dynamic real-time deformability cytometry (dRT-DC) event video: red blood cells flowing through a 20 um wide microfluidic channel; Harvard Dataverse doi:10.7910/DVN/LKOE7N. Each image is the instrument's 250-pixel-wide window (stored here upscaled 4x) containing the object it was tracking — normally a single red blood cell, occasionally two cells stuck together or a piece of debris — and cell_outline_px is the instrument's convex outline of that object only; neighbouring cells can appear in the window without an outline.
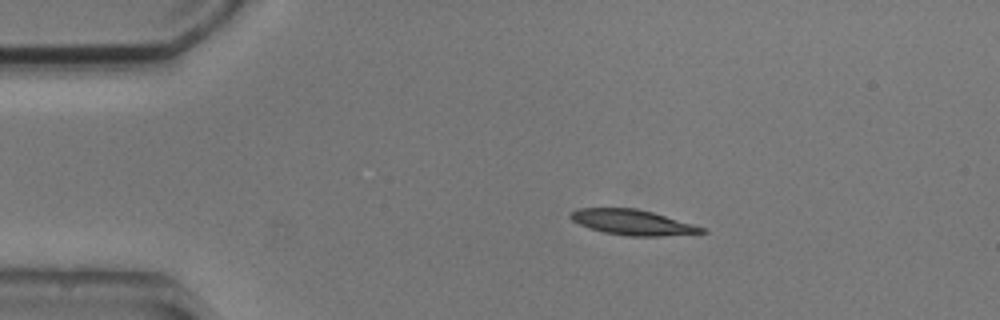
{"species": "common noctule bat (a hibernating species)", "species_latin": "Nyctalus noctula", "temperature_condition": "cold", "stored_images_in_passage": 3, "camera_frame_rate_fps": 3000, "um_per_image_px": 0.085, "animal": {"sex": "male", "body_mass_g": 20.5, "forearm_length_mm": 52.5}, "frame": {"image": 1, "passage_image": 1, "time_ms": 0.0, "image_size_px": [1000, 320], "cell_outline_px": [[708, 232], [660, 236], [628, 236], [604, 232], [588, 228], [572, 220], [568, 216], [576, 208], [636, 208], [652, 212], [708, 228]], "centroid_in_image_um": [53.78, 18.9], "position_along_channel_um": 31.2, "area_um2": 19.36}}
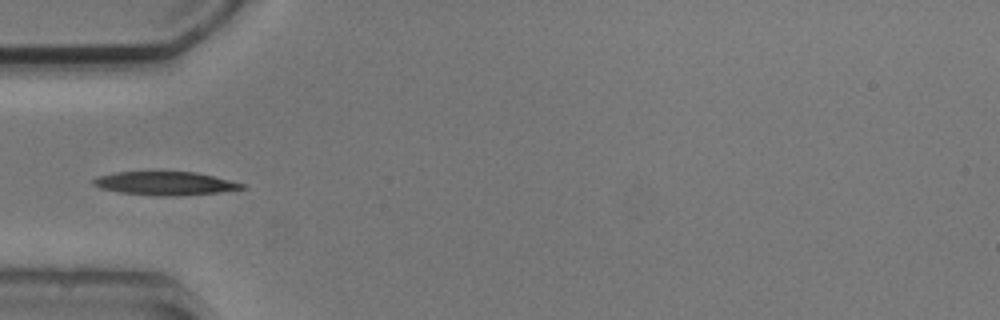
{"frame": {"image": 2, "passage_image": 3, "time_ms": 2.333, "image_size_px": [1000, 320], "cell_outline_px": [[248, 188], [220, 192], [180, 196], [156, 196], [120, 192], [100, 188], [92, 184], [92, 180], [96, 176], [116, 172], [196, 172], [244, 184]], "centroid_in_image_um": [14.02, 15.59], "position_along_channel_um": 71.0, "area_um2": 20.35}}